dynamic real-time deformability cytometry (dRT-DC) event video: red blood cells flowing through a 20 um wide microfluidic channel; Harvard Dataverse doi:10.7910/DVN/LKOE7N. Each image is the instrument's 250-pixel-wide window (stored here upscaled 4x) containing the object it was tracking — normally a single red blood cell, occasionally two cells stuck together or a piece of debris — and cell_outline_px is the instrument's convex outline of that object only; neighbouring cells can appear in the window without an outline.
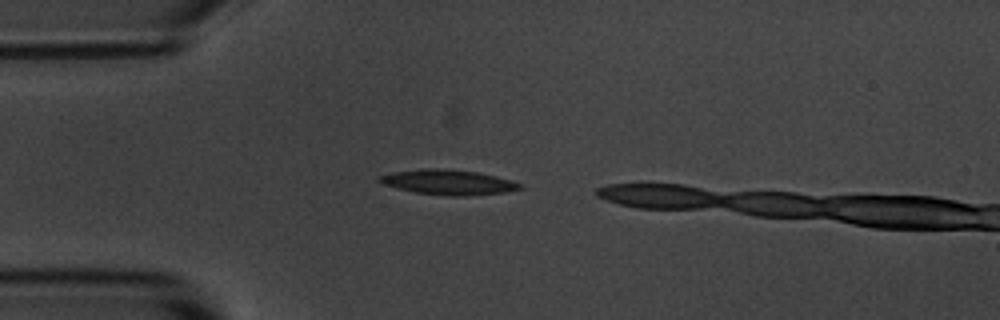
{"species": "common noctule bat (a hibernating species)", "species_latin": "Nyctalus noctula", "temperature_condition": "room temperature", "stored_images_in_passage": 2, "camera_frame_rate_fps": 3000, "um_per_image_px": 0.085, "animal": {"sex": "male", "body_mass_g": 20.1, "forearm_length_mm": 53.5}, "frame": {"image": 1, "passage_image": 1, "time_ms": 0.0, "image_size_px": [1000, 320], "cell_outline_px": [[524, 188], [504, 192], [468, 196], [448, 196], [416, 192], [384, 184], [376, 180], [376, 176], [392, 172], [420, 168], [436, 168], [476, 172], [496, 176], [512, 180], [520, 184]], "centroid_in_image_um": [38.08, 15.48], "position_along_channel_um": 46.9, "area_um2": 20.4}}